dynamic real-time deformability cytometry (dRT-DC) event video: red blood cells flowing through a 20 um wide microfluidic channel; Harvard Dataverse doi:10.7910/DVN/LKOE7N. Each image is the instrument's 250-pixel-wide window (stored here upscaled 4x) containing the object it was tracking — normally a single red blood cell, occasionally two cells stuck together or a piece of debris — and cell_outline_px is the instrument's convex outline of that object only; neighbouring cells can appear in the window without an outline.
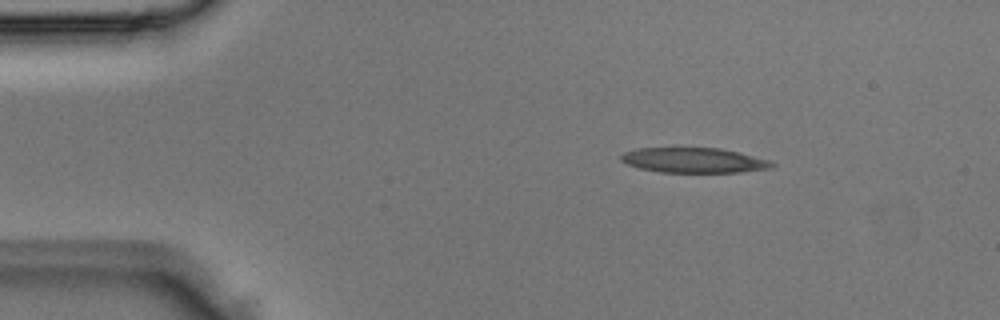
{"species": "Egyptian fruit bat (a non-hibernating species)", "species_latin": "Rousettus aegyptiacus", "temperature_condition": "room temperature", "stored_images_in_passage": 2, "camera_frame_rate_fps": 3000, "um_per_image_px": 0.085, "animal": {"sex": "male"}, "frame": {"image": 1, "passage_image": 1, "time_ms": 0.0, "image_size_px": [1000, 320], "cell_outline_px": [[776, 164], [772, 168], [740, 172], [660, 172], [640, 168], [628, 164], [620, 160], [620, 156], [624, 152], [636, 148], [720, 148], [740, 152], [768, 160]], "centroid_in_image_um": [58.98, 13.62], "position_along_channel_um": 26.0, "area_um2": 21.96}}